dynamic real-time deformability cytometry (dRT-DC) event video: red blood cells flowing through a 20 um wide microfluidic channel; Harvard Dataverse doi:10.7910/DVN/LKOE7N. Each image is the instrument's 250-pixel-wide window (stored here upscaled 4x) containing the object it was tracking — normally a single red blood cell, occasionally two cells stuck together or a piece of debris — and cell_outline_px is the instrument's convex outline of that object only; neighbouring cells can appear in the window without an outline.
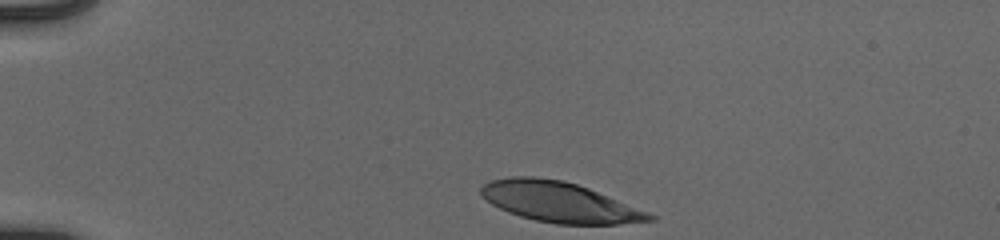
{"species": "human", "species_latin": "Homo sapiens", "temperature_condition": "cold", "stored_images_in_passage": 35, "camera_frame_rate_fps": 3000, "um_per_image_px": 0.085, "donor": {"sex": "male"}, "frame": {"image": 1, "passage_image": 1, "time_ms": 0.0, "image_size_px": [1000, 240], "cell_outline_px": [[656, 220], [616, 224], [556, 224], [536, 220], [520, 216], [508, 212], [492, 204], [480, 192], [480, 188], [484, 184], [492, 180], [508, 176], [536, 176], [564, 180], [588, 188], [648, 212], [656, 216]], "centroid_in_image_um": [47.54, 17.16], "position_along_channel_um": 37.5, "area_um2": 39.25}}
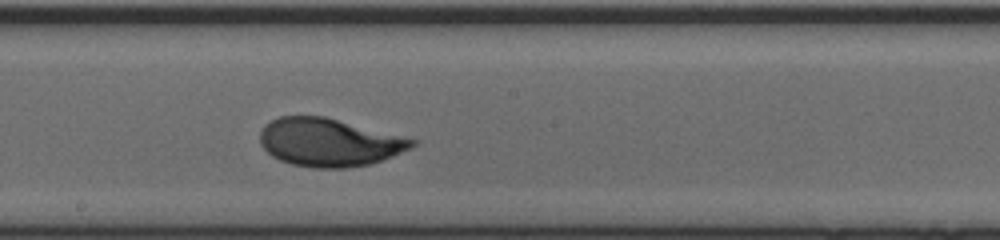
{"frame": {"image": 2, "passage_image": 20, "time_ms": 6.333, "image_size_px": [1000, 240], "cell_outline_px": [[420, 140], [412, 148], [392, 156], [368, 164], [348, 168], [312, 168], [292, 164], [280, 160], [272, 156], [260, 144], [260, 132], [264, 124], [280, 116], [324, 116]], "centroid_in_image_um": [27.98, 12.1], "position_along_channel_um": 220.2, "area_um2": 42.66}}
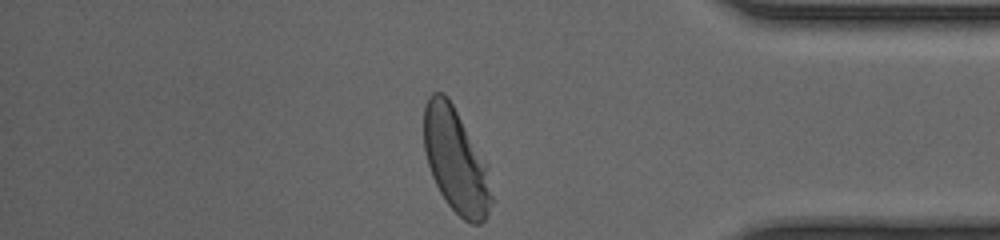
{"frame": {"image": 3, "passage_image": 35, "time_ms": 11.333, "image_size_px": [1000, 240], "cell_outline_px": [[496, 200], [484, 220], [480, 224], [472, 224], [464, 220], [448, 204], [440, 192], [432, 176], [424, 152], [424, 104], [428, 96], [432, 92], [444, 92], [448, 96], [488, 164]], "centroid_in_image_um": [38.8, 13.67], "position_along_channel_um": 396.4, "area_um2": 42.08}, "authors_computed_cell_mechanics": {"area_um2": 42.3096, "velocity_mm_per_s": 3.8926, "shape_relaxation_time_tau1_ms": 2.2886, "shape_relaxation_time_tau2_ms": null, "deformation_change_tau1": 0.1685, "deformation_change_tau2": null}}